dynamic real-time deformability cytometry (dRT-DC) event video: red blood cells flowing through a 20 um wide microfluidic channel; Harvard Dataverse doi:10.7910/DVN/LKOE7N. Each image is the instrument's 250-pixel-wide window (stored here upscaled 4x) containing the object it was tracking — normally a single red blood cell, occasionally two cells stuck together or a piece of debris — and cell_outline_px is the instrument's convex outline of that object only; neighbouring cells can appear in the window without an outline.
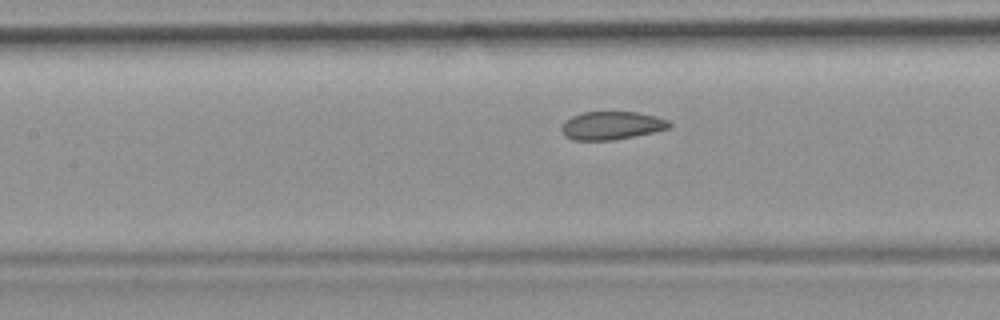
{"species": "common noctule bat (a hibernating species)", "species_latin": "Nyctalus noctula", "temperature_condition": "room temperature", "stored_images_in_passage": 35, "camera_frame_rate_fps": 3000, "um_per_image_px": 0.085, "animal": {"sex": "female", "body_mass_g": 19.9}, "frame": {"image": 1, "passage_image": 16, "time_ms": 5.0, "image_size_px": [1000, 320], "cell_outline_px": [[672, 124], [668, 128], [652, 132], [612, 140], [572, 140], [564, 136], [560, 128], [564, 120], [572, 116], [584, 112], [636, 112], [656, 116], [668, 120]], "centroid_in_image_um": [51.93, 10.66], "position_along_channel_um": 155.5, "area_um2": 17.63}}